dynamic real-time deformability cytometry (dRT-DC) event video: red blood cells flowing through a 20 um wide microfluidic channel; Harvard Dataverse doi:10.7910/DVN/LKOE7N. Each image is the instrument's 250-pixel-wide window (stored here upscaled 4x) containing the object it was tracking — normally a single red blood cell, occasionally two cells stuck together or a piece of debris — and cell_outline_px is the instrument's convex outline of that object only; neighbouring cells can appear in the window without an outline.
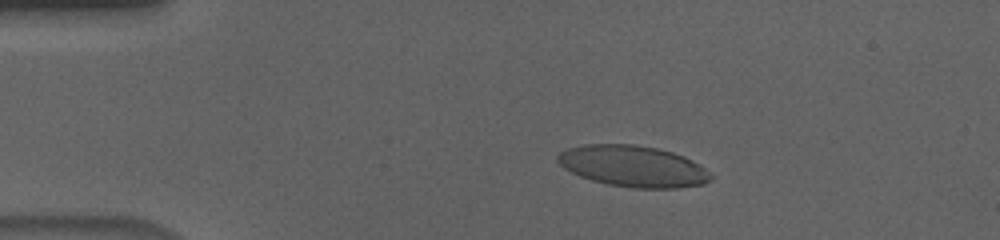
{"species": "human", "species_latin": "Homo sapiens", "temperature_condition": "cold", "stored_images_in_passage": 56, "camera_frame_rate_fps": 3000, "um_per_image_px": 0.085, "donor": {"sex": "male"}, "frame": {"image": 1, "passage_image": 11, "time_ms": 3.333, "image_size_px": [1000, 240], "cell_outline_px": [[712, 176], [704, 184], [676, 188], [632, 188], [608, 184], [592, 180], [580, 176], [564, 168], [556, 160], [556, 156], [560, 152], [568, 148], [584, 144], [632, 144], [656, 148], [672, 152], [684, 156], [692, 160], [712, 172]], "centroid_in_image_um": [53.81, 14.13], "position_along_channel_um": 31.2, "area_um2": 36.82}}
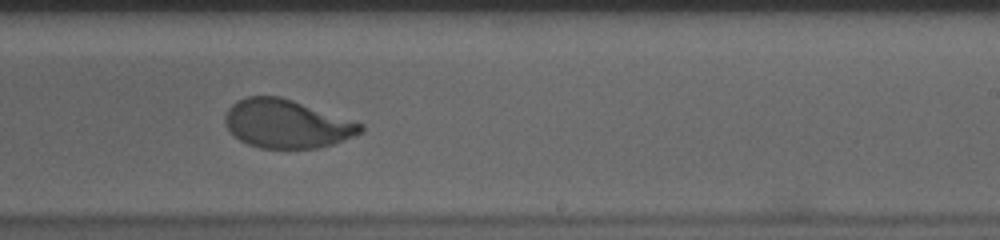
{"frame": {"image": 2, "passage_image": 35, "time_ms": 11.333, "image_size_px": [1000, 240], "cell_outline_px": [[364, 132], [356, 136], [320, 148], [260, 148], [248, 144], [240, 140], [228, 128], [224, 120], [224, 116], [228, 108], [236, 100], [244, 96], [280, 96], [364, 124]], "centroid_in_image_um": [24.38, 10.52], "position_along_channel_um": 264.6, "area_um2": 38.26}}
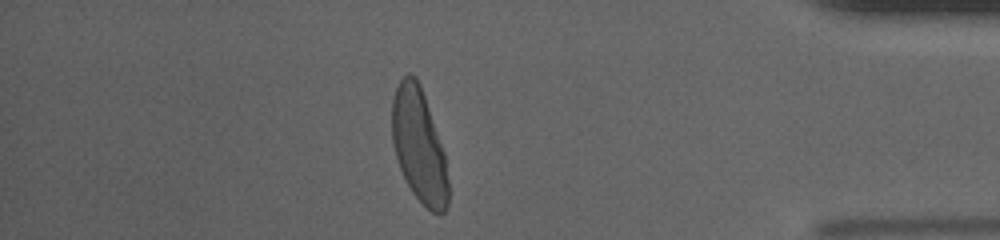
{"frame": {"image": 3, "passage_image": 49, "time_ms": 16.0, "image_size_px": [1000, 240], "cell_outline_px": [[448, 204], [444, 212], [432, 212], [412, 192], [400, 168], [392, 144], [392, 100], [396, 88], [400, 80], [408, 72], [412, 72], [416, 76], [420, 84], [444, 152], [448, 180]], "centroid_in_image_um": [35.6, 12.34], "position_along_channel_um": 399.6, "area_um2": 36.88}, "authors_computed_cell_mechanics": {"area_um2": 38.437, "velocity_mm_per_s": 3.639, "shape_relaxation_time_tau1_ms": 4.378, "shape_relaxation_time_tau2_ms": null, "deformation_change_tau1": 0.1914, "deformation_change_tau2": null}}